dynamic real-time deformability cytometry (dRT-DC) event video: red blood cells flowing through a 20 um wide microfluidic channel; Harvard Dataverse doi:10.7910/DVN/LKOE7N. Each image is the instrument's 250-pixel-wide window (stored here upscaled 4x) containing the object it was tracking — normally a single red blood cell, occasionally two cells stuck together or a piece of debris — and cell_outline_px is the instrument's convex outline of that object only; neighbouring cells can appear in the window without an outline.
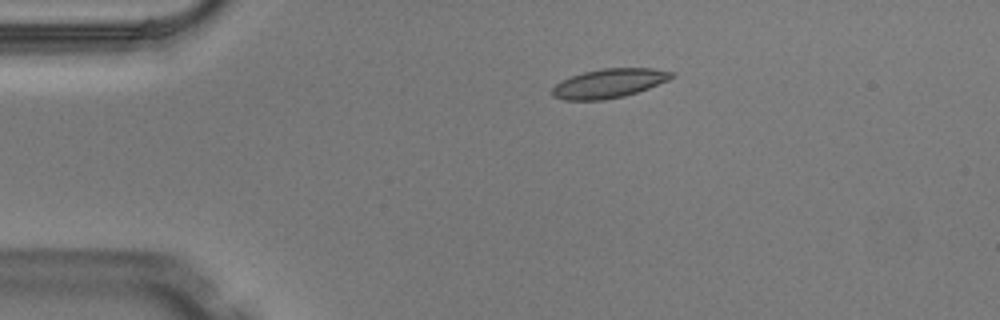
{"species": "Egyptian fruit bat (a non-hibernating species)", "species_latin": "Rousettus aegyptiacus", "temperature_condition": "warm", "stored_images_in_passage": 3, "camera_frame_rate_fps": 3000, "um_per_image_px": 0.085, "animal": {"sex": "male"}, "frame": {"image": 1, "passage_image": 2, "time_ms": 0.333, "image_size_px": [1000, 320], "cell_outline_px": [[676, 76], [668, 80], [648, 88], [624, 96], [604, 100], [564, 100], [552, 96], [552, 88], [556, 84], [572, 76], [584, 72], [604, 68], [652, 68], [676, 72]], "centroid_in_image_um": [51.8, 7.08], "position_along_channel_um": 33.2, "area_um2": 20.17}}